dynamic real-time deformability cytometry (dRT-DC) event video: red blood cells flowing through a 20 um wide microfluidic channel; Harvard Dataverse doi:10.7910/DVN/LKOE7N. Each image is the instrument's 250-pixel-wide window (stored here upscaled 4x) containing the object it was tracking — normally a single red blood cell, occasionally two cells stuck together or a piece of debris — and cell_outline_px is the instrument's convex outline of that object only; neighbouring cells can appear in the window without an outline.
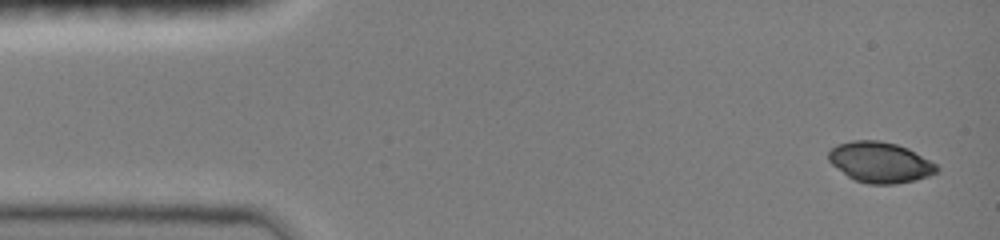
{"species": "common noctule bat (a hibernating species)", "species_latin": "Nyctalus noctula", "temperature_condition": "room temperature", "stored_images_in_passage": 13, "camera_frame_rate_fps": 3000, "um_per_image_px": 0.085, "animal": {"sex": "female", "body_mass_g": 19.0, "forearm_length_mm": 51.5}, "frame": {"image": 1, "passage_image": 1, "time_ms": 0.0, "image_size_px": [1000, 240], "cell_outline_px": [[940, 168], [936, 172], [928, 176], [916, 180], [896, 184], [868, 184], [856, 180], [848, 176], [832, 164], [828, 160], [828, 152], [836, 144], [852, 140], [880, 140], [896, 144], [908, 148], [936, 164]], "centroid_in_image_um": [74.8, 13.79], "position_along_channel_um": 10.2, "area_um2": 25.61}}
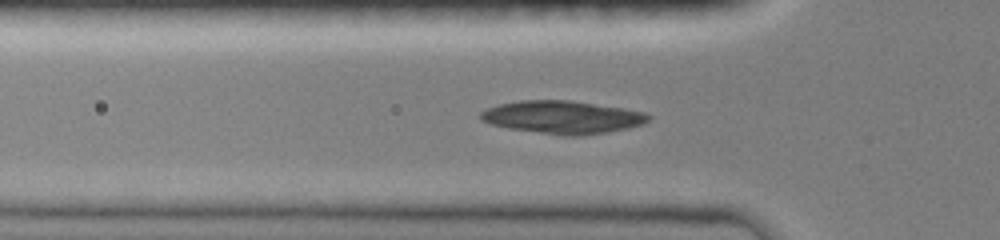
{"frame": {"image": 2, "passage_image": 12, "time_ms": 4.333, "image_size_px": [1000, 240], "cell_outline_px": [[652, 116], [644, 124], [628, 128], [608, 132], [576, 136], [568, 136], [508, 128], [492, 124], [480, 120], [480, 112], [488, 108], [500, 104], [520, 100], [568, 100], [624, 108], [644, 112]], "centroid_in_image_um": [47.83, 9.96], "position_along_channel_um": 78.0, "area_um2": 31.96}}